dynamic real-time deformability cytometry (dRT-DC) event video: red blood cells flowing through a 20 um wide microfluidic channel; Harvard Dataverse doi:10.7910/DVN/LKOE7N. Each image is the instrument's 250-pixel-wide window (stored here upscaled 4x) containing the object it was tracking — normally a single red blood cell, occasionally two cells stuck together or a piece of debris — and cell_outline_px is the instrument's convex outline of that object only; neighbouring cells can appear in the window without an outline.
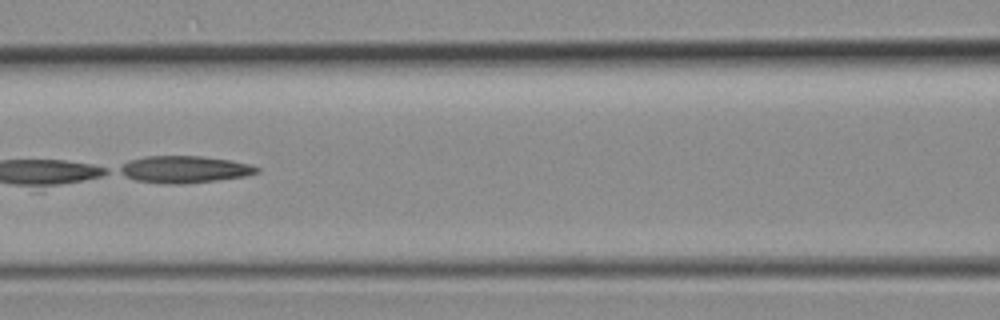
{"species": "common noctule bat (a hibernating species)", "species_latin": "Nyctalus noctula", "temperature_condition": "room temperature", "stored_images_in_passage": 39, "camera_frame_rate_fps": 3000, "um_per_image_px": 0.085, "animal": {"sex": "female", "body_mass_g": 19.3, "forearm_length_mm": 54.1}, "frame": {"image": 1, "passage_image": 17, "time_ms": 5.333, "image_size_px": [1000, 320], "cell_outline_px": [[260, 172], [244, 176], [216, 180], [184, 184], [168, 184], [136, 180], [124, 176], [116, 172], [116, 168], [128, 160], [144, 156], [200, 156], [232, 160], [248, 164], [260, 168]], "centroid_in_image_um": [15.6, 14.39], "position_along_channel_um": 151.0, "area_um2": 21.79}}
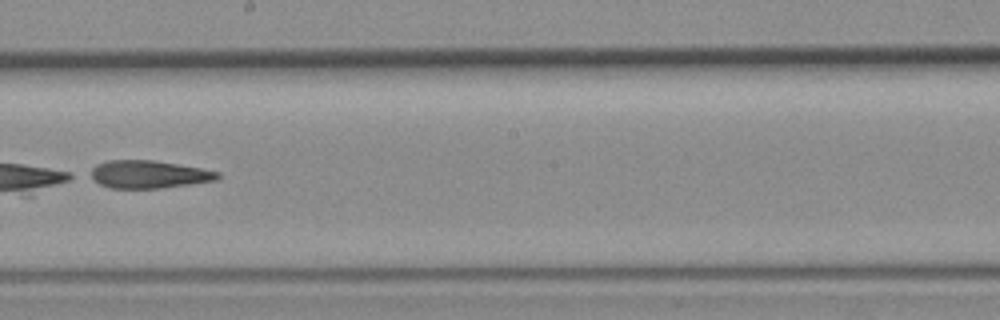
{"frame": {"image": 2, "passage_image": 22, "time_ms": 7.0, "image_size_px": [1000, 320], "cell_outline_px": [[220, 176], [216, 180], [160, 188], [108, 188], [100, 184], [88, 176], [84, 172], [96, 164], [108, 160], [152, 160], [200, 168], [220, 172]], "centroid_in_image_um": [12.53, 14.81], "position_along_channel_um": 235.7, "area_um2": 20.69}}